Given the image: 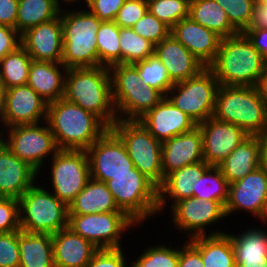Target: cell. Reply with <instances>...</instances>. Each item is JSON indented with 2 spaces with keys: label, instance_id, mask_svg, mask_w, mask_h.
Segmentation results:
<instances>
[{
  "label": "cell",
  "instance_id": "obj_1",
  "mask_svg": "<svg viewBox=\"0 0 267 267\" xmlns=\"http://www.w3.org/2000/svg\"><path fill=\"white\" fill-rule=\"evenodd\" d=\"M267 60L243 32L222 38L209 66L219 85L262 86Z\"/></svg>",
  "mask_w": 267,
  "mask_h": 267
},
{
  "label": "cell",
  "instance_id": "obj_2",
  "mask_svg": "<svg viewBox=\"0 0 267 267\" xmlns=\"http://www.w3.org/2000/svg\"><path fill=\"white\" fill-rule=\"evenodd\" d=\"M63 98L97 116L108 128L116 122L110 70L106 66L65 70Z\"/></svg>",
  "mask_w": 267,
  "mask_h": 267
},
{
  "label": "cell",
  "instance_id": "obj_3",
  "mask_svg": "<svg viewBox=\"0 0 267 267\" xmlns=\"http://www.w3.org/2000/svg\"><path fill=\"white\" fill-rule=\"evenodd\" d=\"M46 122L59 150H87L108 127L94 114L64 98L47 107Z\"/></svg>",
  "mask_w": 267,
  "mask_h": 267
},
{
  "label": "cell",
  "instance_id": "obj_4",
  "mask_svg": "<svg viewBox=\"0 0 267 267\" xmlns=\"http://www.w3.org/2000/svg\"><path fill=\"white\" fill-rule=\"evenodd\" d=\"M235 124L248 135H257L267 128V101L261 86L220 85L213 116Z\"/></svg>",
  "mask_w": 267,
  "mask_h": 267
},
{
  "label": "cell",
  "instance_id": "obj_5",
  "mask_svg": "<svg viewBox=\"0 0 267 267\" xmlns=\"http://www.w3.org/2000/svg\"><path fill=\"white\" fill-rule=\"evenodd\" d=\"M65 14V15H64ZM61 17L63 35L62 64L68 68L98 67L96 34L99 20L91 11L67 12Z\"/></svg>",
  "mask_w": 267,
  "mask_h": 267
},
{
  "label": "cell",
  "instance_id": "obj_6",
  "mask_svg": "<svg viewBox=\"0 0 267 267\" xmlns=\"http://www.w3.org/2000/svg\"><path fill=\"white\" fill-rule=\"evenodd\" d=\"M109 70L114 71L111 77L114 108L129 116L117 119L138 120L165 97L159 90L143 85L134 64H115Z\"/></svg>",
  "mask_w": 267,
  "mask_h": 267
},
{
  "label": "cell",
  "instance_id": "obj_7",
  "mask_svg": "<svg viewBox=\"0 0 267 267\" xmlns=\"http://www.w3.org/2000/svg\"><path fill=\"white\" fill-rule=\"evenodd\" d=\"M111 129L124 143L134 167L159 188L165 180L162 173V143L138 120L117 119Z\"/></svg>",
  "mask_w": 267,
  "mask_h": 267
},
{
  "label": "cell",
  "instance_id": "obj_8",
  "mask_svg": "<svg viewBox=\"0 0 267 267\" xmlns=\"http://www.w3.org/2000/svg\"><path fill=\"white\" fill-rule=\"evenodd\" d=\"M20 229L30 233L55 234L68 227V205L41 187L31 186L20 198Z\"/></svg>",
  "mask_w": 267,
  "mask_h": 267
},
{
  "label": "cell",
  "instance_id": "obj_9",
  "mask_svg": "<svg viewBox=\"0 0 267 267\" xmlns=\"http://www.w3.org/2000/svg\"><path fill=\"white\" fill-rule=\"evenodd\" d=\"M105 183L119 210L134 222L158 211V187L135 167L133 174L115 175Z\"/></svg>",
  "mask_w": 267,
  "mask_h": 267
},
{
  "label": "cell",
  "instance_id": "obj_10",
  "mask_svg": "<svg viewBox=\"0 0 267 267\" xmlns=\"http://www.w3.org/2000/svg\"><path fill=\"white\" fill-rule=\"evenodd\" d=\"M219 86L212 70L205 67L194 77L175 83L169 92L177 89L179 94L168 99L198 125L213 116Z\"/></svg>",
  "mask_w": 267,
  "mask_h": 267
},
{
  "label": "cell",
  "instance_id": "obj_11",
  "mask_svg": "<svg viewBox=\"0 0 267 267\" xmlns=\"http://www.w3.org/2000/svg\"><path fill=\"white\" fill-rule=\"evenodd\" d=\"M135 223L124 212L69 214L68 228L98 249L120 248L119 236Z\"/></svg>",
  "mask_w": 267,
  "mask_h": 267
},
{
  "label": "cell",
  "instance_id": "obj_12",
  "mask_svg": "<svg viewBox=\"0 0 267 267\" xmlns=\"http://www.w3.org/2000/svg\"><path fill=\"white\" fill-rule=\"evenodd\" d=\"M91 178L106 182L115 175L133 174L134 164L119 136L108 130L86 150Z\"/></svg>",
  "mask_w": 267,
  "mask_h": 267
},
{
  "label": "cell",
  "instance_id": "obj_13",
  "mask_svg": "<svg viewBox=\"0 0 267 267\" xmlns=\"http://www.w3.org/2000/svg\"><path fill=\"white\" fill-rule=\"evenodd\" d=\"M52 181L55 196L69 205L91 179L85 150H59L53 154Z\"/></svg>",
  "mask_w": 267,
  "mask_h": 267
},
{
  "label": "cell",
  "instance_id": "obj_14",
  "mask_svg": "<svg viewBox=\"0 0 267 267\" xmlns=\"http://www.w3.org/2000/svg\"><path fill=\"white\" fill-rule=\"evenodd\" d=\"M8 142L1 140L19 159L27 162L37 172L50 152L59 151L50 127L37 124L11 126Z\"/></svg>",
  "mask_w": 267,
  "mask_h": 267
},
{
  "label": "cell",
  "instance_id": "obj_15",
  "mask_svg": "<svg viewBox=\"0 0 267 267\" xmlns=\"http://www.w3.org/2000/svg\"><path fill=\"white\" fill-rule=\"evenodd\" d=\"M202 134L204 161L217 166L249 135L235 124L210 117L198 124Z\"/></svg>",
  "mask_w": 267,
  "mask_h": 267
},
{
  "label": "cell",
  "instance_id": "obj_16",
  "mask_svg": "<svg viewBox=\"0 0 267 267\" xmlns=\"http://www.w3.org/2000/svg\"><path fill=\"white\" fill-rule=\"evenodd\" d=\"M48 103L28 84L5 90L3 123L8 127L37 124L41 116L47 117Z\"/></svg>",
  "mask_w": 267,
  "mask_h": 267
},
{
  "label": "cell",
  "instance_id": "obj_17",
  "mask_svg": "<svg viewBox=\"0 0 267 267\" xmlns=\"http://www.w3.org/2000/svg\"><path fill=\"white\" fill-rule=\"evenodd\" d=\"M266 203L267 171L261 165L244 178L229 184L225 214L227 216L240 208L251 211L259 217Z\"/></svg>",
  "mask_w": 267,
  "mask_h": 267
},
{
  "label": "cell",
  "instance_id": "obj_18",
  "mask_svg": "<svg viewBox=\"0 0 267 267\" xmlns=\"http://www.w3.org/2000/svg\"><path fill=\"white\" fill-rule=\"evenodd\" d=\"M138 121L161 143L197 126L188 115L175 107L167 96Z\"/></svg>",
  "mask_w": 267,
  "mask_h": 267
},
{
  "label": "cell",
  "instance_id": "obj_19",
  "mask_svg": "<svg viewBox=\"0 0 267 267\" xmlns=\"http://www.w3.org/2000/svg\"><path fill=\"white\" fill-rule=\"evenodd\" d=\"M21 45L32 60L62 63L63 35L61 17L41 23L21 35Z\"/></svg>",
  "mask_w": 267,
  "mask_h": 267
},
{
  "label": "cell",
  "instance_id": "obj_20",
  "mask_svg": "<svg viewBox=\"0 0 267 267\" xmlns=\"http://www.w3.org/2000/svg\"><path fill=\"white\" fill-rule=\"evenodd\" d=\"M174 214L173 222L181 229L195 230L192 238L204 236V226L226 216L225 207L219 201L200 198H187L174 203L172 207Z\"/></svg>",
  "mask_w": 267,
  "mask_h": 267
},
{
  "label": "cell",
  "instance_id": "obj_21",
  "mask_svg": "<svg viewBox=\"0 0 267 267\" xmlns=\"http://www.w3.org/2000/svg\"><path fill=\"white\" fill-rule=\"evenodd\" d=\"M171 34L205 67L214 62L222 38L212 30L187 17L171 28Z\"/></svg>",
  "mask_w": 267,
  "mask_h": 267
},
{
  "label": "cell",
  "instance_id": "obj_22",
  "mask_svg": "<svg viewBox=\"0 0 267 267\" xmlns=\"http://www.w3.org/2000/svg\"><path fill=\"white\" fill-rule=\"evenodd\" d=\"M202 146V134L198 125L191 131L164 141L161 155L163 176L186 165L204 161Z\"/></svg>",
  "mask_w": 267,
  "mask_h": 267
},
{
  "label": "cell",
  "instance_id": "obj_23",
  "mask_svg": "<svg viewBox=\"0 0 267 267\" xmlns=\"http://www.w3.org/2000/svg\"><path fill=\"white\" fill-rule=\"evenodd\" d=\"M154 54L175 84L197 75L205 66L172 34L155 46Z\"/></svg>",
  "mask_w": 267,
  "mask_h": 267
},
{
  "label": "cell",
  "instance_id": "obj_24",
  "mask_svg": "<svg viewBox=\"0 0 267 267\" xmlns=\"http://www.w3.org/2000/svg\"><path fill=\"white\" fill-rule=\"evenodd\" d=\"M37 171L19 159L0 139V197L19 199L32 185Z\"/></svg>",
  "mask_w": 267,
  "mask_h": 267
},
{
  "label": "cell",
  "instance_id": "obj_25",
  "mask_svg": "<svg viewBox=\"0 0 267 267\" xmlns=\"http://www.w3.org/2000/svg\"><path fill=\"white\" fill-rule=\"evenodd\" d=\"M52 243L55 267H86L98 250L68 227L53 234Z\"/></svg>",
  "mask_w": 267,
  "mask_h": 267
},
{
  "label": "cell",
  "instance_id": "obj_26",
  "mask_svg": "<svg viewBox=\"0 0 267 267\" xmlns=\"http://www.w3.org/2000/svg\"><path fill=\"white\" fill-rule=\"evenodd\" d=\"M229 184L244 178L261 166L260 142L256 135L244 139L219 165Z\"/></svg>",
  "mask_w": 267,
  "mask_h": 267
},
{
  "label": "cell",
  "instance_id": "obj_27",
  "mask_svg": "<svg viewBox=\"0 0 267 267\" xmlns=\"http://www.w3.org/2000/svg\"><path fill=\"white\" fill-rule=\"evenodd\" d=\"M211 165L205 161H200L191 165H186L180 169L169 173L158 188L159 203L158 211L165 204V195L167 193L173 197L174 201L193 197V190H196L197 179H199ZM163 194V195H162Z\"/></svg>",
  "mask_w": 267,
  "mask_h": 267
},
{
  "label": "cell",
  "instance_id": "obj_28",
  "mask_svg": "<svg viewBox=\"0 0 267 267\" xmlns=\"http://www.w3.org/2000/svg\"><path fill=\"white\" fill-rule=\"evenodd\" d=\"M62 63L32 60L28 85L38 93L48 104L64 96L65 77L58 67Z\"/></svg>",
  "mask_w": 267,
  "mask_h": 267
},
{
  "label": "cell",
  "instance_id": "obj_29",
  "mask_svg": "<svg viewBox=\"0 0 267 267\" xmlns=\"http://www.w3.org/2000/svg\"><path fill=\"white\" fill-rule=\"evenodd\" d=\"M69 214H99L122 212L117 207L105 182L90 179L82 191L68 205Z\"/></svg>",
  "mask_w": 267,
  "mask_h": 267
},
{
  "label": "cell",
  "instance_id": "obj_30",
  "mask_svg": "<svg viewBox=\"0 0 267 267\" xmlns=\"http://www.w3.org/2000/svg\"><path fill=\"white\" fill-rule=\"evenodd\" d=\"M19 267H55L52 235L18 230Z\"/></svg>",
  "mask_w": 267,
  "mask_h": 267
},
{
  "label": "cell",
  "instance_id": "obj_31",
  "mask_svg": "<svg viewBox=\"0 0 267 267\" xmlns=\"http://www.w3.org/2000/svg\"><path fill=\"white\" fill-rule=\"evenodd\" d=\"M190 243L201 253L204 267H236L234 249L228 234L193 237Z\"/></svg>",
  "mask_w": 267,
  "mask_h": 267
},
{
  "label": "cell",
  "instance_id": "obj_32",
  "mask_svg": "<svg viewBox=\"0 0 267 267\" xmlns=\"http://www.w3.org/2000/svg\"><path fill=\"white\" fill-rule=\"evenodd\" d=\"M189 17L221 38L239 33L229 22L226 11L215 0H192L189 3Z\"/></svg>",
  "mask_w": 267,
  "mask_h": 267
},
{
  "label": "cell",
  "instance_id": "obj_33",
  "mask_svg": "<svg viewBox=\"0 0 267 267\" xmlns=\"http://www.w3.org/2000/svg\"><path fill=\"white\" fill-rule=\"evenodd\" d=\"M55 0H18L16 30L19 37L28 29L49 22L63 12Z\"/></svg>",
  "mask_w": 267,
  "mask_h": 267
},
{
  "label": "cell",
  "instance_id": "obj_34",
  "mask_svg": "<svg viewBox=\"0 0 267 267\" xmlns=\"http://www.w3.org/2000/svg\"><path fill=\"white\" fill-rule=\"evenodd\" d=\"M239 237L229 235L235 254V264L267 262V234L262 230H248Z\"/></svg>",
  "mask_w": 267,
  "mask_h": 267
},
{
  "label": "cell",
  "instance_id": "obj_35",
  "mask_svg": "<svg viewBox=\"0 0 267 267\" xmlns=\"http://www.w3.org/2000/svg\"><path fill=\"white\" fill-rule=\"evenodd\" d=\"M31 62L32 58L22 45L2 58L0 78L5 89L28 83Z\"/></svg>",
  "mask_w": 267,
  "mask_h": 267
},
{
  "label": "cell",
  "instance_id": "obj_36",
  "mask_svg": "<svg viewBox=\"0 0 267 267\" xmlns=\"http://www.w3.org/2000/svg\"><path fill=\"white\" fill-rule=\"evenodd\" d=\"M119 34L120 27L114 21L101 22L96 34L99 66L109 68L112 65L121 64Z\"/></svg>",
  "mask_w": 267,
  "mask_h": 267
},
{
  "label": "cell",
  "instance_id": "obj_37",
  "mask_svg": "<svg viewBox=\"0 0 267 267\" xmlns=\"http://www.w3.org/2000/svg\"><path fill=\"white\" fill-rule=\"evenodd\" d=\"M214 171V175L212 172ZM229 183L222 175L218 166H210L205 173L197 179L196 190L193 197L206 200L219 201L224 207L228 201Z\"/></svg>",
  "mask_w": 267,
  "mask_h": 267
},
{
  "label": "cell",
  "instance_id": "obj_38",
  "mask_svg": "<svg viewBox=\"0 0 267 267\" xmlns=\"http://www.w3.org/2000/svg\"><path fill=\"white\" fill-rule=\"evenodd\" d=\"M119 40L121 64H134L154 55L155 45L136 34L130 27H120Z\"/></svg>",
  "mask_w": 267,
  "mask_h": 267
},
{
  "label": "cell",
  "instance_id": "obj_39",
  "mask_svg": "<svg viewBox=\"0 0 267 267\" xmlns=\"http://www.w3.org/2000/svg\"><path fill=\"white\" fill-rule=\"evenodd\" d=\"M134 65L138 69L143 85L159 90L164 96L168 95L174 83L170 80L166 67L155 54Z\"/></svg>",
  "mask_w": 267,
  "mask_h": 267
},
{
  "label": "cell",
  "instance_id": "obj_40",
  "mask_svg": "<svg viewBox=\"0 0 267 267\" xmlns=\"http://www.w3.org/2000/svg\"><path fill=\"white\" fill-rule=\"evenodd\" d=\"M148 11L172 28L189 17V3L185 0H147Z\"/></svg>",
  "mask_w": 267,
  "mask_h": 267
},
{
  "label": "cell",
  "instance_id": "obj_41",
  "mask_svg": "<svg viewBox=\"0 0 267 267\" xmlns=\"http://www.w3.org/2000/svg\"><path fill=\"white\" fill-rule=\"evenodd\" d=\"M215 1L226 11L229 22L238 32H244L248 28L256 0Z\"/></svg>",
  "mask_w": 267,
  "mask_h": 267
},
{
  "label": "cell",
  "instance_id": "obj_42",
  "mask_svg": "<svg viewBox=\"0 0 267 267\" xmlns=\"http://www.w3.org/2000/svg\"><path fill=\"white\" fill-rule=\"evenodd\" d=\"M133 31L155 46L171 34V28L147 11L132 27Z\"/></svg>",
  "mask_w": 267,
  "mask_h": 267
},
{
  "label": "cell",
  "instance_id": "obj_43",
  "mask_svg": "<svg viewBox=\"0 0 267 267\" xmlns=\"http://www.w3.org/2000/svg\"><path fill=\"white\" fill-rule=\"evenodd\" d=\"M179 250L165 246L149 248L131 267H178Z\"/></svg>",
  "mask_w": 267,
  "mask_h": 267
},
{
  "label": "cell",
  "instance_id": "obj_44",
  "mask_svg": "<svg viewBox=\"0 0 267 267\" xmlns=\"http://www.w3.org/2000/svg\"><path fill=\"white\" fill-rule=\"evenodd\" d=\"M20 229L19 199L0 197V233Z\"/></svg>",
  "mask_w": 267,
  "mask_h": 267
},
{
  "label": "cell",
  "instance_id": "obj_45",
  "mask_svg": "<svg viewBox=\"0 0 267 267\" xmlns=\"http://www.w3.org/2000/svg\"><path fill=\"white\" fill-rule=\"evenodd\" d=\"M18 230L0 233V267H19Z\"/></svg>",
  "mask_w": 267,
  "mask_h": 267
},
{
  "label": "cell",
  "instance_id": "obj_46",
  "mask_svg": "<svg viewBox=\"0 0 267 267\" xmlns=\"http://www.w3.org/2000/svg\"><path fill=\"white\" fill-rule=\"evenodd\" d=\"M147 11V0H125L114 22L121 28H131Z\"/></svg>",
  "mask_w": 267,
  "mask_h": 267
},
{
  "label": "cell",
  "instance_id": "obj_47",
  "mask_svg": "<svg viewBox=\"0 0 267 267\" xmlns=\"http://www.w3.org/2000/svg\"><path fill=\"white\" fill-rule=\"evenodd\" d=\"M123 256L120 248L98 249L86 267H125Z\"/></svg>",
  "mask_w": 267,
  "mask_h": 267
},
{
  "label": "cell",
  "instance_id": "obj_48",
  "mask_svg": "<svg viewBox=\"0 0 267 267\" xmlns=\"http://www.w3.org/2000/svg\"><path fill=\"white\" fill-rule=\"evenodd\" d=\"M125 0H89L91 12L101 21H114Z\"/></svg>",
  "mask_w": 267,
  "mask_h": 267
},
{
  "label": "cell",
  "instance_id": "obj_49",
  "mask_svg": "<svg viewBox=\"0 0 267 267\" xmlns=\"http://www.w3.org/2000/svg\"><path fill=\"white\" fill-rule=\"evenodd\" d=\"M16 34L18 31L15 28L0 24V61L21 45V37L16 41Z\"/></svg>",
  "mask_w": 267,
  "mask_h": 267
},
{
  "label": "cell",
  "instance_id": "obj_50",
  "mask_svg": "<svg viewBox=\"0 0 267 267\" xmlns=\"http://www.w3.org/2000/svg\"><path fill=\"white\" fill-rule=\"evenodd\" d=\"M178 267H204L201 253L191 243L179 250Z\"/></svg>",
  "mask_w": 267,
  "mask_h": 267
},
{
  "label": "cell",
  "instance_id": "obj_51",
  "mask_svg": "<svg viewBox=\"0 0 267 267\" xmlns=\"http://www.w3.org/2000/svg\"><path fill=\"white\" fill-rule=\"evenodd\" d=\"M18 0H0V24L16 29Z\"/></svg>",
  "mask_w": 267,
  "mask_h": 267
},
{
  "label": "cell",
  "instance_id": "obj_52",
  "mask_svg": "<svg viewBox=\"0 0 267 267\" xmlns=\"http://www.w3.org/2000/svg\"><path fill=\"white\" fill-rule=\"evenodd\" d=\"M243 33L247 35L254 47L267 60V28L246 29Z\"/></svg>",
  "mask_w": 267,
  "mask_h": 267
},
{
  "label": "cell",
  "instance_id": "obj_53",
  "mask_svg": "<svg viewBox=\"0 0 267 267\" xmlns=\"http://www.w3.org/2000/svg\"><path fill=\"white\" fill-rule=\"evenodd\" d=\"M267 28V6L256 0L253 4L252 17L247 29Z\"/></svg>",
  "mask_w": 267,
  "mask_h": 267
},
{
  "label": "cell",
  "instance_id": "obj_54",
  "mask_svg": "<svg viewBox=\"0 0 267 267\" xmlns=\"http://www.w3.org/2000/svg\"><path fill=\"white\" fill-rule=\"evenodd\" d=\"M256 136L260 142L261 162H267V128Z\"/></svg>",
  "mask_w": 267,
  "mask_h": 267
},
{
  "label": "cell",
  "instance_id": "obj_55",
  "mask_svg": "<svg viewBox=\"0 0 267 267\" xmlns=\"http://www.w3.org/2000/svg\"><path fill=\"white\" fill-rule=\"evenodd\" d=\"M5 87L3 82L0 78V116L2 117L3 110H4V99H5Z\"/></svg>",
  "mask_w": 267,
  "mask_h": 267
},
{
  "label": "cell",
  "instance_id": "obj_56",
  "mask_svg": "<svg viewBox=\"0 0 267 267\" xmlns=\"http://www.w3.org/2000/svg\"><path fill=\"white\" fill-rule=\"evenodd\" d=\"M236 267H267V262L255 264H236Z\"/></svg>",
  "mask_w": 267,
  "mask_h": 267
},
{
  "label": "cell",
  "instance_id": "obj_57",
  "mask_svg": "<svg viewBox=\"0 0 267 267\" xmlns=\"http://www.w3.org/2000/svg\"><path fill=\"white\" fill-rule=\"evenodd\" d=\"M262 89H263V92H264V95L266 97V101H267V67H266V72H265V77H264V80H263V84H262Z\"/></svg>",
  "mask_w": 267,
  "mask_h": 267
},
{
  "label": "cell",
  "instance_id": "obj_58",
  "mask_svg": "<svg viewBox=\"0 0 267 267\" xmlns=\"http://www.w3.org/2000/svg\"><path fill=\"white\" fill-rule=\"evenodd\" d=\"M259 218H261L262 220H267V203L265 204L261 215L259 216Z\"/></svg>",
  "mask_w": 267,
  "mask_h": 267
},
{
  "label": "cell",
  "instance_id": "obj_59",
  "mask_svg": "<svg viewBox=\"0 0 267 267\" xmlns=\"http://www.w3.org/2000/svg\"><path fill=\"white\" fill-rule=\"evenodd\" d=\"M261 165L266 169L267 171V162H261Z\"/></svg>",
  "mask_w": 267,
  "mask_h": 267
},
{
  "label": "cell",
  "instance_id": "obj_60",
  "mask_svg": "<svg viewBox=\"0 0 267 267\" xmlns=\"http://www.w3.org/2000/svg\"><path fill=\"white\" fill-rule=\"evenodd\" d=\"M259 1H261L264 5L267 6V0H259Z\"/></svg>",
  "mask_w": 267,
  "mask_h": 267
},
{
  "label": "cell",
  "instance_id": "obj_61",
  "mask_svg": "<svg viewBox=\"0 0 267 267\" xmlns=\"http://www.w3.org/2000/svg\"><path fill=\"white\" fill-rule=\"evenodd\" d=\"M57 3H59L58 2V0H55ZM65 1H68V2H72V1H75V0H65Z\"/></svg>",
  "mask_w": 267,
  "mask_h": 267
}]
</instances>
